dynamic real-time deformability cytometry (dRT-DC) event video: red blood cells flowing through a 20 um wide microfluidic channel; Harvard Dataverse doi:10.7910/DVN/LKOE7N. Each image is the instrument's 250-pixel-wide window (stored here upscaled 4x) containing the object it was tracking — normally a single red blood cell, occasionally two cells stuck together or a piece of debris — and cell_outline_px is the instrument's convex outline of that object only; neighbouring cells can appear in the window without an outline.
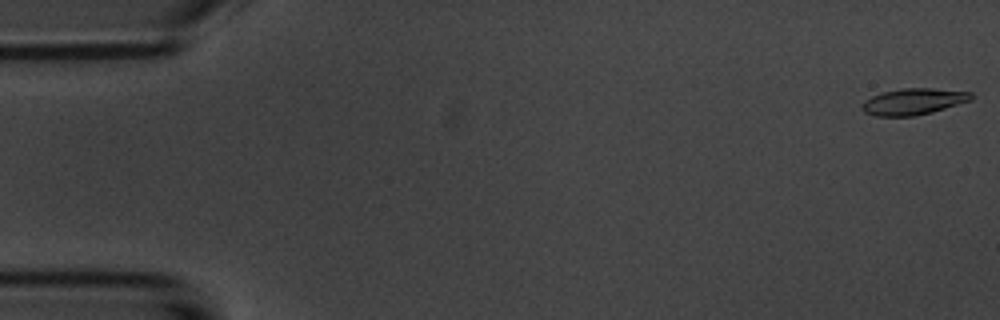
{"species": "common noctule bat (a hibernating species)", "species_latin": "Nyctalus noctula", "temperature_condition": "room temperature", "stored_images_in_passage": 5, "camera_frame_rate_fps": 3000, "um_per_image_px": 0.085, "animal": {"sex": "male", "body_mass_g": 20.1, "forearm_length_mm": 53.5}, "frame": {"image": 1, "passage_image": 1, "time_ms": 0.0, "image_size_px": [1000, 320], "cell_outline_px": [[976, 96], [972, 100], [932, 112], [912, 116], [876, 116], [864, 112], [860, 108], [860, 104], [864, 100], [872, 96], [884, 92], [904, 88], [932, 88], [972, 92]], "centroid_in_image_um": [77.65, 8.63], "position_along_channel_um": 7.3, "area_um2": 16.88}}
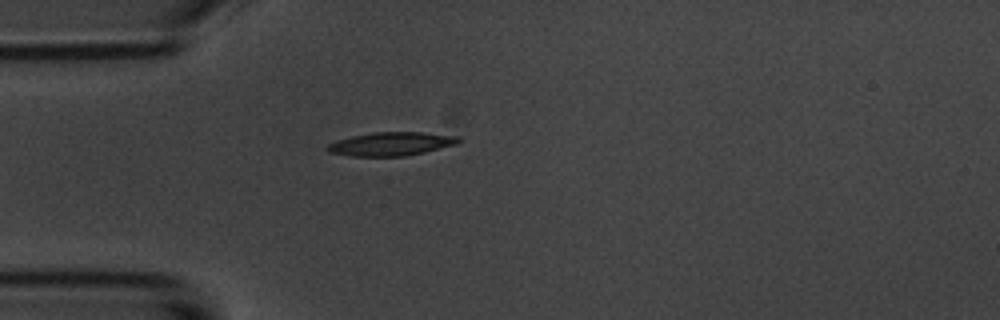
{"frame": {"image": 2, "passage_image": 5, "time_ms": 4.667, "image_size_px": [1000, 320], "cell_outline_px": [[460, 144], [424, 152], [404, 156], [352, 156], [328, 152], [328, 144], [336, 140], [352, 136], [372, 132], [420, 132], [460, 136]], "centroid_in_image_um": [33.29, 12.22], "position_along_channel_um": 51.7, "area_um2": 18.03}}